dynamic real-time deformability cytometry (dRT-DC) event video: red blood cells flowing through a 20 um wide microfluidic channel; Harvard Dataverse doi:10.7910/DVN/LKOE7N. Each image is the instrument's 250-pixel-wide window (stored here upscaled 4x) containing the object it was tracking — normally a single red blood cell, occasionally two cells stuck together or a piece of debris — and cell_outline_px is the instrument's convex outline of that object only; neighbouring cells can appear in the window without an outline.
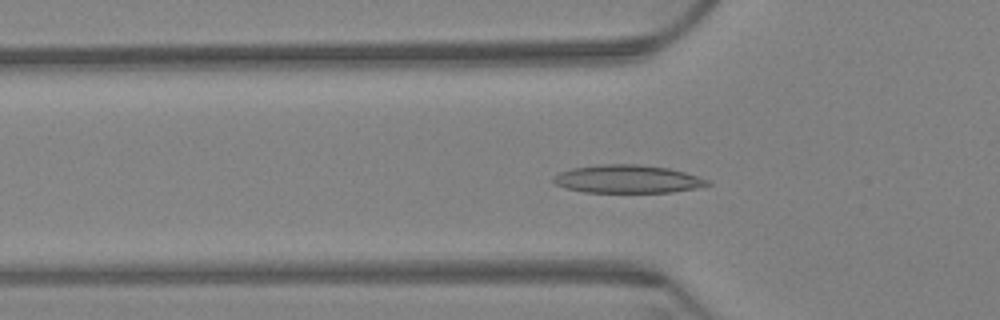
{"species": "Egyptian fruit bat (a non-hibernating species)", "species_latin": "Rousettus aegyptiacus", "temperature_condition": "warm", "stored_images_in_passage": 65, "camera_frame_rate_fps": 3000, "um_per_image_px": 0.085, "animal": {"sex": "female"}, "frame": {"image": 1, "passage_image": 21, "time_ms": 6.667, "image_size_px": [1000, 320], "cell_outline_px": [[712, 184], [696, 188], [672, 192], [584, 192], [564, 188], [556, 184], [552, 180], [560, 172], [572, 168], [600, 164], [636, 164], [668, 168], [684, 172], [708, 180]], "centroid_in_image_um": [53.33, 15.22], "position_along_channel_um": 72.5, "area_um2": 25.03}}
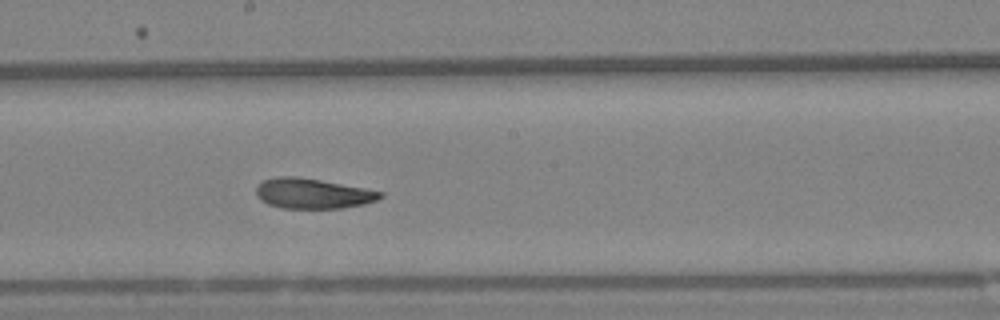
{"frame": {"image": 2, "passage_image": 35, "time_ms": 11.333, "image_size_px": [1000, 320], "cell_outline_px": [[384, 196], [376, 200], [364, 204], [344, 208], [280, 208], [268, 204], [260, 200], [256, 196], [256, 184], [264, 180], [276, 176], [296, 176], [320, 180], [364, 188], [384, 192]], "centroid_in_image_um": [26.55, 16.45], "position_along_channel_um": 221.7, "area_um2": 21.96}}
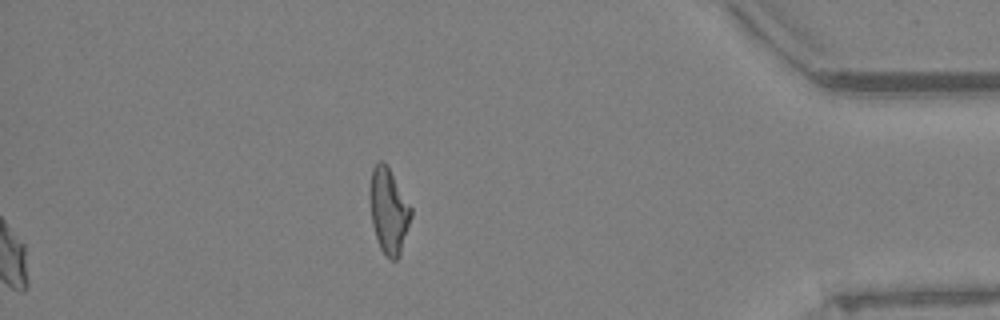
{"frame": {"image": 3, "passage_image": 65, "time_ms": 21.333, "image_size_px": [1000, 320], "cell_outline_px": [[412, 216], [400, 256], [396, 260], [388, 260], [380, 248], [372, 224], [368, 196], [368, 188], [372, 168], [376, 160], [384, 160], [412, 208]], "centroid_in_image_um": [33.01, 17.9], "position_along_channel_um": 402.2, "area_um2": 20.98}, "authors_computed_cell_mechanics": {"area_um2": 22.7154, "velocity_mm_per_s": 3.1975, "shape_relaxation_time_tau1_ms": 10.0592, "shape_relaxation_time_tau2_ms": 9.2884, "deformation_change_tau1": 0.1854, "deformation_change_tau2": 0.1154}}